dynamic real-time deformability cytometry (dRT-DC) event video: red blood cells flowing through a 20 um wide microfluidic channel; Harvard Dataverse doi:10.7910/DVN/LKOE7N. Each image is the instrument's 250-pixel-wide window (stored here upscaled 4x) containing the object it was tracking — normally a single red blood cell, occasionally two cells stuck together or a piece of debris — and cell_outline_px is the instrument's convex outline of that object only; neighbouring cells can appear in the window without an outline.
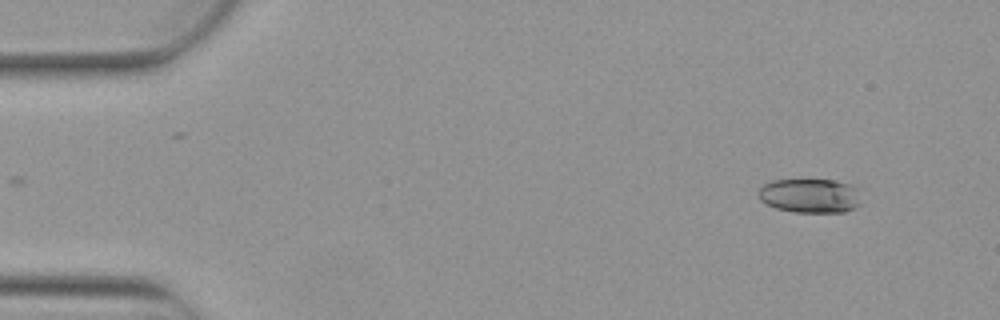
{"species": "Egyptian fruit bat (a non-hibernating species)", "species_latin": "Rousettus aegyptiacus", "temperature_condition": "warm", "stored_images_in_passage": 4, "camera_frame_rate_fps": 3000, "um_per_image_px": 0.085, "animal": {"sex": "female"}, "frame": {"image": 1, "passage_image": 1, "time_ms": 0.0, "image_size_px": [1000, 320], "cell_outline_px": [[864, 188], [860, 204], [844, 212], [792, 212], [776, 208], [760, 200], [756, 192], [764, 184], [772, 180], [832, 180], [852, 184]], "centroid_in_image_um": [68.93, 16.62], "position_along_channel_um": 16.1, "area_um2": 21.04}}
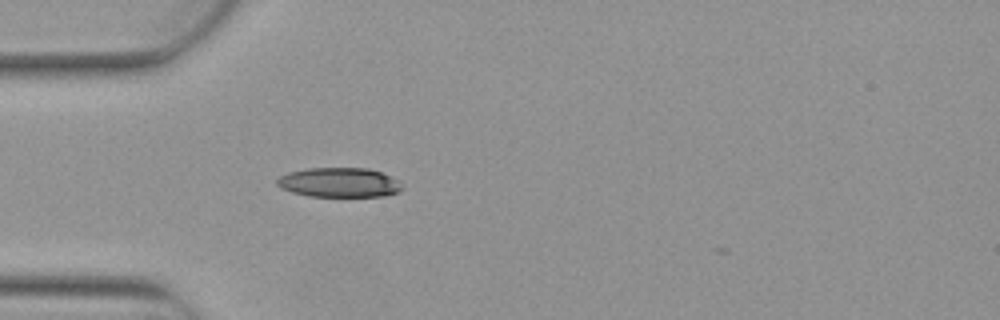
{"frame": {"image": 2, "passage_image": 4, "time_ms": 1.0, "image_size_px": [1000, 320], "cell_outline_px": [[404, 188], [396, 192], [384, 196], [308, 196], [292, 192], [280, 188], [276, 184], [276, 180], [280, 176], [288, 172], [308, 168], [368, 168], [380, 172], [396, 180]], "centroid_in_image_um": [28.78, 15.51], "position_along_channel_um": 56.2, "area_um2": 21.39}}